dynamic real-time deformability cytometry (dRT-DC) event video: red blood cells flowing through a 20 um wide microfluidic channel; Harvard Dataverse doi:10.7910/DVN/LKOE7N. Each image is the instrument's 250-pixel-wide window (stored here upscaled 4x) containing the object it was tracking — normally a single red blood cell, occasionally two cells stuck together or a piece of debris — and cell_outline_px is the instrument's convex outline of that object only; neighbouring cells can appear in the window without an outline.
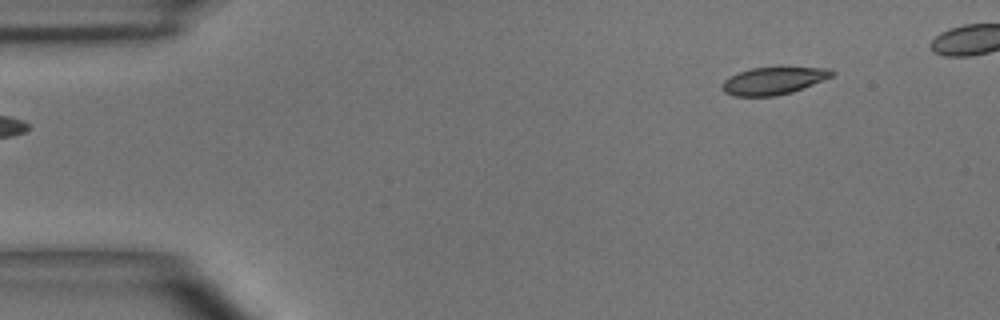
{"species": "common noctule bat (a hibernating species)", "species_latin": "Nyctalus noctula", "temperature_condition": "room temperature", "stored_images_in_passage": 2, "camera_frame_rate_fps": 3000, "um_per_image_px": 0.085, "animal": {"sex": "male", "body_mass_g": 15.6}, "frame": {"image": 1, "passage_image": 2, "time_ms": 1.0, "image_size_px": [1000, 320], "cell_outline_px": [[836, 72], [832, 76], [792, 92], [776, 96], [732, 96], [724, 92], [720, 88], [724, 80], [728, 76], [752, 68], [780, 64], [832, 68]], "centroid_in_image_um": [65.78, 6.8], "position_along_channel_um": 19.2, "area_um2": 18.5}}